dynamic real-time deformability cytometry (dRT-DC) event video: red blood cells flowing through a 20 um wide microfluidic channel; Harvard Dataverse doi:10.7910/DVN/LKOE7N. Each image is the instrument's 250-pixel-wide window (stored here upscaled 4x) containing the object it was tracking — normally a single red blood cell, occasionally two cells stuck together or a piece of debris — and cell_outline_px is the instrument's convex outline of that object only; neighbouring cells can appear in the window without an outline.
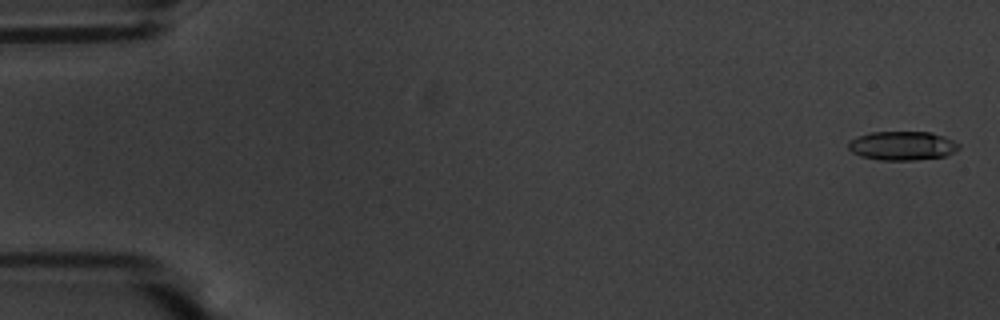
{"species": "common noctule bat (a hibernating species)", "species_latin": "Nyctalus noctula", "temperature_condition": "warm", "stored_images_in_passage": 57, "camera_frame_rate_fps": 3000, "um_per_image_px": 0.085, "animal": {"sex": "male", "body_mass_g": 20.1, "forearm_length_mm": 53.5}, "frame": {"image": 1, "passage_image": 2, "time_ms": 0.333, "image_size_px": [1000, 320], "cell_outline_px": [[960, 148], [944, 156], [916, 160], [880, 160], [860, 156], [852, 152], [848, 148], [848, 140], [872, 132], [932, 132], [944, 136], [960, 144]], "centroid_in_image_um": [76.69, 12.39], "position_along_channel_um": 8.3, "area_um2": 18.61}}
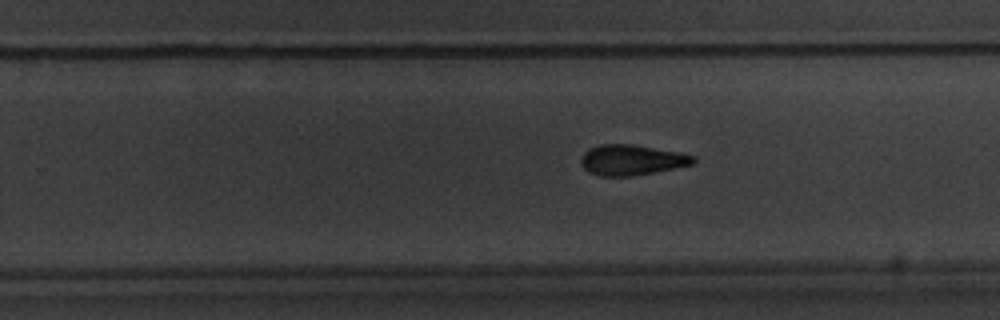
{"frame": {"image": 2, "passage_image": 36, "time_ms": 11.667, "image_size_px": [1000, 320], "cell_outline_px": [[696, 160], [692, 164], [632, 176], [600, 176], [588, 172], [580, 164], [580, 160], [584, 152], [588, 148], [600, 144], [632, 144], [680, 152], [696, 156]], "centroid_in_image_um": [53.65, 13.59], "position_along_channel_um": 276.1, "area_um2": 19.94}}
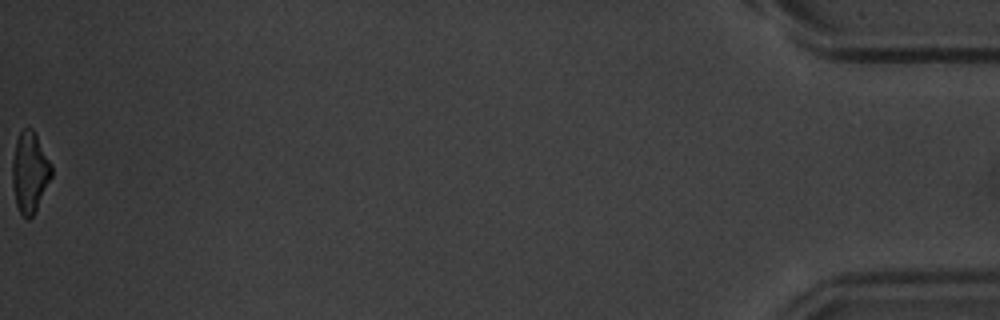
{"frame": {"image": 3, "passage_image": 57, "time_ms": 18.667, "image_size_px": [1000, 320], "cell_outline_px": [[52, 176], [32, 216], [28, 220], [20, 212], [16, 204], [12, 184], [12, 160], [16, 140], [20, 132], [24, 128], [32, 128], [52, 164]], "centroid_in_image_um": [2.52, 14.62], "position_along_channel_um": 432.7, "area_um2": 18.21}, "authors_computed_cell_mechanics": {"area_um2": 19.8254, "velocity_mm_per_s": 3.6341, "shape_relaxation_time_tau1_ms": 4.4655, "shape_relaxation_time_tau2_ms": 5.4046, "deformation_change_tau1": 0.1623, "deformation_change_tau2": 0.1505}}